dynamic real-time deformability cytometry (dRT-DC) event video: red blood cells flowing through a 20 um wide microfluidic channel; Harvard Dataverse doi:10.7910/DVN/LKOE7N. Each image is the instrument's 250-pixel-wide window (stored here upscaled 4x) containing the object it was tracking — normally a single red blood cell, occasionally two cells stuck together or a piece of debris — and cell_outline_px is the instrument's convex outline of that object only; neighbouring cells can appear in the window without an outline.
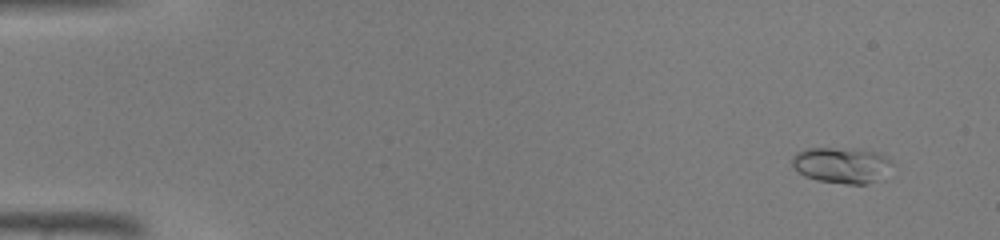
{"species": "common noctule bat (a hibernating species)", "species_latin": "Nyctalus noctula", "temperature_condition": "warm", "stored_images_in_passage": 46, "camera_frame_rate_fps": 3000, "um_per_image_px": 0.085, "animal": {"sex": "male", "body_mass_g": 19.0, "forearm_length_mm": 50.8}, "frame": {"image": 1, "passage_image": 4, "time_ms": 1.0, "image_size_px": [1000, 240], "cell_outline_px": [[892, 164], [872, 180], [864, 184], [848, 184], [816, 180], [804, 176], [792, 164], [792, 156], [796, 152], [808, 148], [860, 148], [876, 152], [892, 160]], "centroid_in_image_um": [71.45, 14.0], "position_along_channel_um": 13.6, "area_um2": 20.46}}
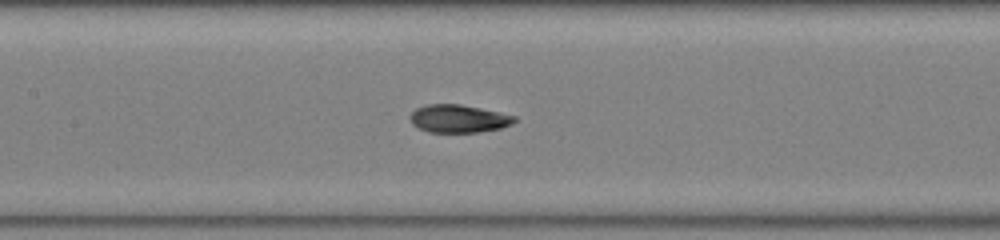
{"frame": {"image": 2, "passage_image": 23, "time_ms": 7.333, "image_size_px": [1000, 240], "cell_outline_px": [[516, 120], [512, 124], [500, 128], [476, 132], [428, 132], [412, 124], [412, 112], [416, 108], [428, 104], [460, 104], [500, 112], [516, 116]], "centroid_in_image_um": [39.0, 10.08], "position_along_channel_um": 168.4, "area_um2": 16.76}}
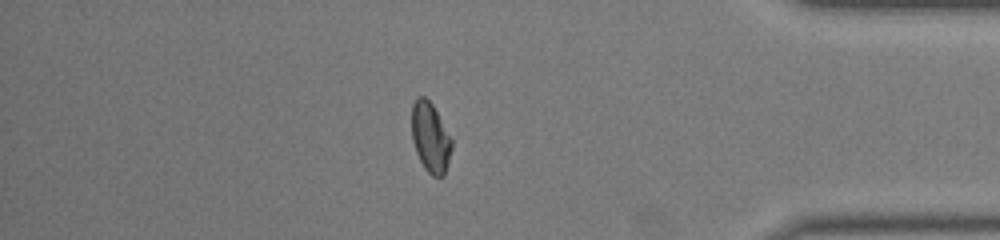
{"frame": {"image": 3, "passage_image": 40, "time_ms": 13.0, "image_size_px": [1000, 240], "cell_outline_px": [[452, 148], [444, 176], [432, 176], [424, 168], [416, 152], [412, 140], [412, 104], [416, 96], [424, 96], [432, 104], [452, 140]], "centroid_in_image_um": [36.57, 11.68], "position_along_channel_um": 398.6, "area_um2": 16.18}}